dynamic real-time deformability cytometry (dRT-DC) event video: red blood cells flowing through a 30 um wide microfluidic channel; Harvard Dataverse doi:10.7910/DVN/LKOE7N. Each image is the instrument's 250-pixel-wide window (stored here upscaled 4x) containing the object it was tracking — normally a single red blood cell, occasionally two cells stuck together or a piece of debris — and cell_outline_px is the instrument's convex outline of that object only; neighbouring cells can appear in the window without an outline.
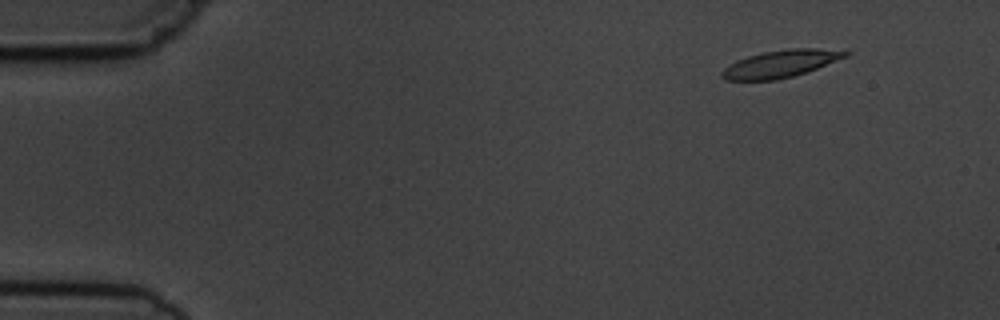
{"species": "common noctule bat (a hibernating species)", "species_latin": "Nyctalus noctula", "temperature_condition": "cold", "stored_images_in_passage": 5, "camera_frame_rate_fps": 3000, "um_per_image_px": 0.085, "animal": {"sex": "male", "body_mass_g": 19.5, "forearm_length_mm": 54.6}, "frame": {"image": 1, "passage_image": 2, "time_ms": 1.333, "image_size_px": [1000, 320], "cell_outline_px": [[852, 52], [848, 56], [816, 68], [792, 76], [776, 80], [724, 80], [720, 76], [720, 72], [724, 68], [736, 60], [748, 56], [764, 52], [788, 48], [816, 48]], "centroid_in_image_um": [66.31, 5.42], "position_along_channel_um": 18.7, "area_um2": 19.48}}
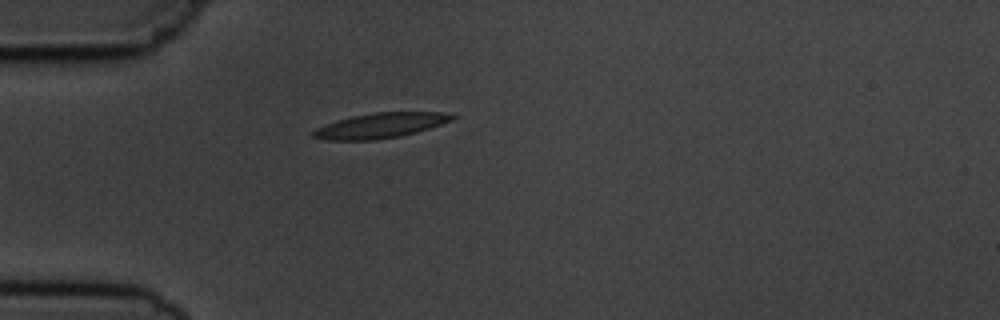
{"frame": {"image": 2, "passage_image": 5, "time_ms": 4.667, "image_size_px": [1000, 320], "cell_outline_px": [[456, 116], [452, 120], [416, 132], [400, 136], [376, 140], [328, 140], [312, 136], [312, 132], [316, 128], [336, 120], [352, 116], [372, 112], [444, 112]], "centroid_in_image_um": [32.31, 10.66], "position_along_channel_um": 52.7, "area_um2": 20.17}}